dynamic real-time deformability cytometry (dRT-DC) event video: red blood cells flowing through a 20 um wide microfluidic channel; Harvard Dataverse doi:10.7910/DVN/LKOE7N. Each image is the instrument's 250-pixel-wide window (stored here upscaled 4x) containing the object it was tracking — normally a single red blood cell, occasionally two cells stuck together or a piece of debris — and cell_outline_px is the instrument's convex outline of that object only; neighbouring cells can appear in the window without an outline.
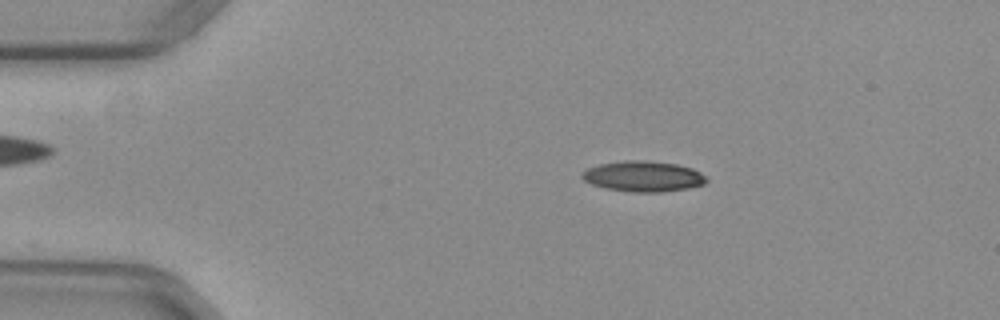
{"species": "common noctule bat (a hibernating species)", "species_latin": "Nyctalus noctula", "temperature_condition": "warm", "stored_images_in_passage": 51, "camera_frame_rate_fps": 3000, "um_per_image_px": 0.085, "animal": {"sex": "female", "body_mass_g": 29.2, "forearm_length_mm": 56.3}, "frame": {"image": 1, "passage_image": 9, "time_ms": 2.667, "image_size_px": [1000, 320], "cell_outline_px": [[708, 180], [704, 184], [688, 188], [660, 192], [632, 192], [604, 188], [592, 184], [584, 180], [580, 176], [588, 168], [600, 164], [624, 160], [644, 160], [676, 164], [692, 168], [708, 176]], "centroid_in_image_um": [54.7, 14.99], "position_along_channel_um": 30.3, "area_um2": 22.2}}
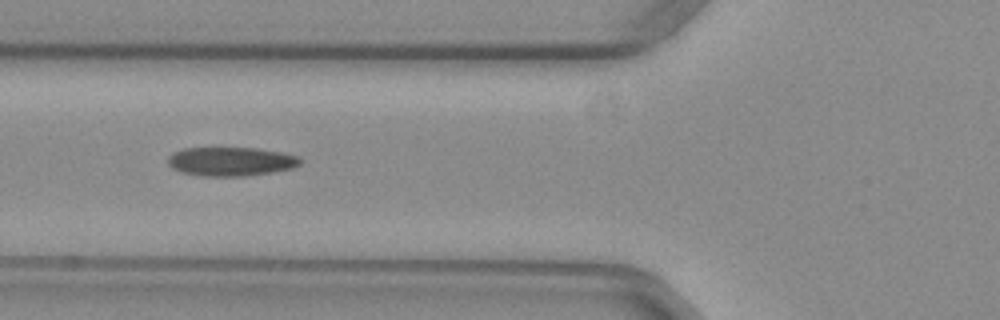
{"frame": {"image": 2, "passage_image": 19, "time_ms": 6.0, "image_size_px": [1000, 320], "cell_outline_px": [[300, 164], [292, 168], [272, 172], [244, 176], [200, 176], [184, 172], [172, 168], [168, 164], [168, 156], [172, 152], [184, 148], [256, 148], [280, 152], [300, 156]], "centroid_in_image_um": [19.61, 13.72], "position_along_channel_um": 106.2, "area_um2": 22.25}}
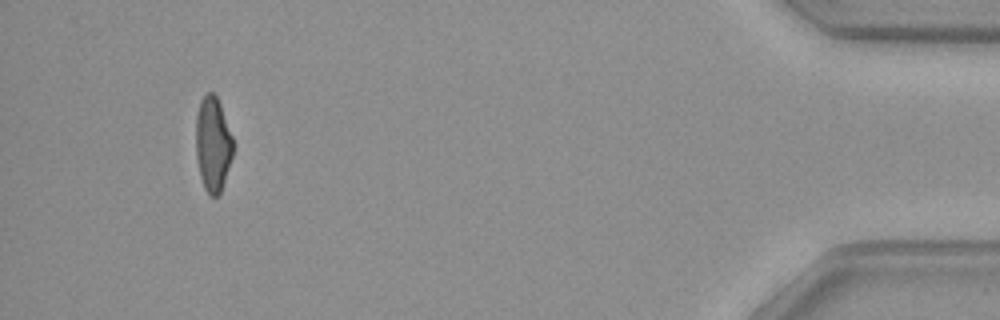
{"frame": {"image": 3, "passage_image": 48, "time_ms": 15.667, "image_size_px": [1000, 320], "cell_outline_px": [[232, 156], [220, 196], [208, 196], [204, 188], [200, 176], [196, 156], [196, 116], [200, 100], [208, 92], [212, 92], [216, 96], [220, 104], [232, 136]], "centroid_in_image_um": [18.08, 12.29], "position_along_channel_um": 417.1, "area_um2": 20.52}, "authors_computed_cell_mechanics": {"area_um2": 21.9062, "velocity_mm_per_s": 3.9829, "shape_relaxation_time_tau1_ms": null, "shape_relaxation_time_tau2_ms": 2.0072, "deformation_change_tau1": null, "deformation_change_tau2": 0.0866}}